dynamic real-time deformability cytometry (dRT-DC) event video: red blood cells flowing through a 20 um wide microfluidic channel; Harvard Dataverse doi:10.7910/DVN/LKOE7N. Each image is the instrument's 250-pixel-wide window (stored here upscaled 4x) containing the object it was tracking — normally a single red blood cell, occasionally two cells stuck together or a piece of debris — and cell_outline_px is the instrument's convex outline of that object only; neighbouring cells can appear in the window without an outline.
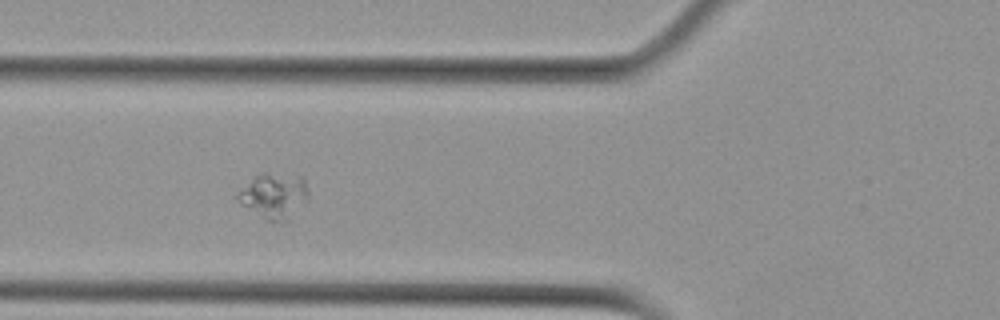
{"species": "Egyptian fruit bat (a non-hibernating species)", "species_latin": "Rousettus aegyptiacus", "temperature_condition": "cold", "stored_images_in_passage": 9, "camera_frame_rate_fps": 3000, "um_per_image_px": 0.085, "animal": {"sex": "female"}, "frame": {"image": 1, "passage_image": 6, "time_ms": 5.667, "image_size_px": [1000, 320], "cell_outline_px": [[308, 200], [284, 220], [272, 224], [240, 204], [232, 196], [240, 188], [256, 176], [264, 172], [300, 176], [304, 180], [308, 192]], "centroid_in_image_um": [23.22, 16.64], "position_along_channel_um": 102.6, "area_um2": 18.73}}
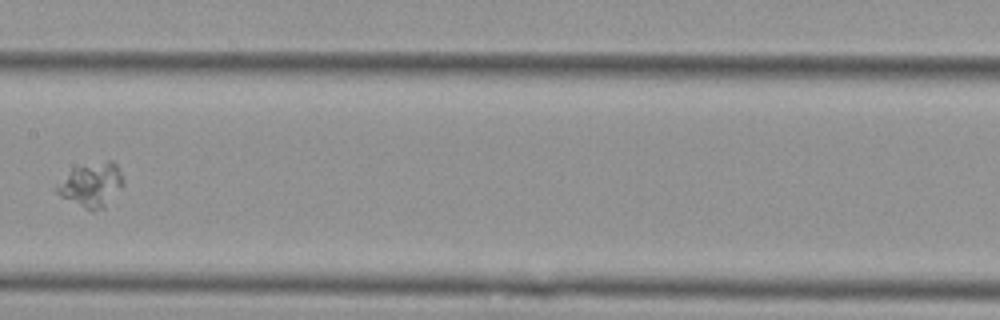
{"frame": {"image": 2, "passage_image": 8, "time_ms": 8.333, "image_size_px": [1000, 320], "cell_outline_px": [[124, 184], [104, 208], [92, 212], [60, 196], [52, 188], [72, 168], [104, 160], [112, 160], [116, 164], [124, 180]], "centroid_in_image_um": [7.75, 15.71], "position_along_channel_um": 199.7, "area_um2": 17.28}}
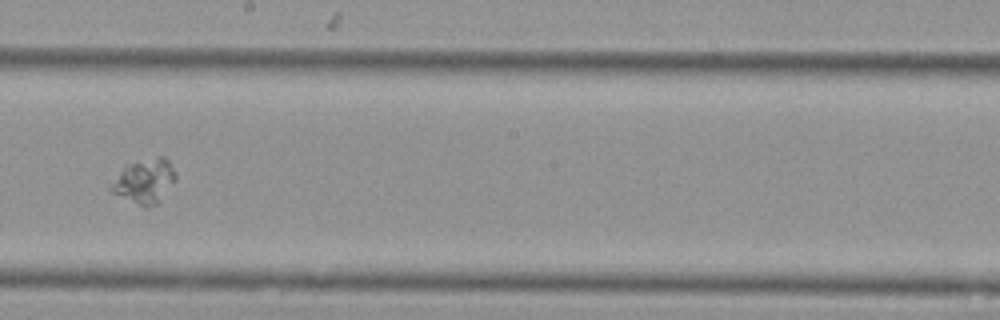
{"frame": {"image": 3, "passage_image": 9, "time_ms": 9.333, "image_size_px": [1000, 320], "cell_outline_px": [[176, 180], [156, 204], [148, 208], [144, 208], [112, 192], [108, 188], [124, 164], [156, 156], [164, 156], [168, 160], [176, 172]], "centroid_in_image_um": [12.28, 15.37], "position_along_channel_um": 235.9, "area_um2": 16.88}}